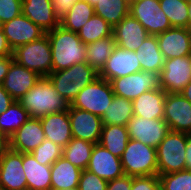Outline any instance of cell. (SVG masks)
I'll return each mask as SVG.
<instances>
[{
  "instance_id": "1",
  "label": "cell",
  "mask_w": 191,
  "mask_h": 190,
  "mask_svg": "<svg viewBox=\"0 0 191 190\" xmlns=\"http://www.w3.org/2000/svg\"><path fill=\"white\" fill-rule=\"evenodd\" d=\"M52 53V72L68 69L74 64L86 62L84 44L78 33L61 25L47 32Z\"/></svg>"
},
{
  "instance_id": "2",
  "label": "cell",
  "mask_w": 191,
  "mask_h": 190,
  "mask_svg": "<svg viewBox=\"0 0 191 190\" xmlns=\"http://www.w3.org/2000/svg\"><path fill=\"white\" fill-rule=\"evenodd\" d=\"M31 118L40 119L47 114L66 111L70 104L53 87L48 76L41 77L20 100Z\"/></svg>"
},
{
  "instance_id": "3",
  "label": "cell",
  "mask_w": 191,
  "mask_h": 190,
  "mask_svg": "<svg viewBox=\"0 0 191 190\" xmlns=\"http://www.w3.org/2000/svg\"><path fill=\"white\" fill-rule=\"evenodd\" d=\"M48 77L57 92L71 104L77 94L99 76L86 62H81L68 69L51 72Z\"/></svg>"
},
{
  "instance_id": "4",
  "label": "cell",
  "mask_w": 191,
  "mask_h": 190,
  "mask_svg": "<svg viewBox=\"0 0 191 190\" xmlns=\"http://www.w3.org/2000/svg\"><path fill=\"white\" fill-rule=\"evenodd\" d=\"M120 159L125 175L132 177L158 175L155 147L129 139Z\"/></svg>"
},
{
  "instance_id": "5",
  "label": "cell",
  "mask_w": 191,
  "mask_h": 190,
  "mask_svg": "<svg viewBox=\"0 0 191 190\" xmlns=\"http://www.w3.org/2000/svg\"><path fill=\"white\" fill-rule=\"evenodd\" d=\"M188 134L170 131L156 147L158 175L186 169Z\"/></svg>"
},
{
  "instance_id": "6",
  "label": "cell",
  "mask_w": 191,
  "mask_h": 190,
  "mask_svg": "<svg viewBox=\"0 0 191 190\" xmlns=\"http://www.w3.org/2000/svg\"><path fill=\"white\" fill-rule=\"evenodd\" d=\"M12 56L17 64L35 71L41 77L52 72V53L47 33L33 42L17 47Z\"/></svg>"
},
{
  "instance_id": "7",
  "label": "cell",
  "mask_w": 191,
  "mask_h": 190,
  "mask_svg": "<svg viewBox=\"0 0 191 190\" xmlns=\"http://www.w3.org/2000/svg\"><path fill=\"white\" fill-rule=\"evenodd\" d=\"M114 96L110 82L98 77L77 94L70 106L102 117Z\"/></svg>"
},
{
  "instance_id": "8",
  "label": "cell",
  "mask_w": 191,
  "mask_h": 190,
  "mask_svg": "<svg viewBox=\"0 0 191 190\" xmlns=\"http://www.w3.org/2000/svg\"><path fill=\"white\" fill-rule=\"evenodd\" d=\"M115 96L133 101L142 93L161 89L160 73L140 71L109 81Z\"/></svg>"
},
{
  "instance_id": "9",
  "label": "cell",
  "mask_w": 191,
  "mask_h": 190,
  "mask_svg": "<svg viewBox=\"0 0 191 190\" xmlns=\"http://www.w3.org/2000/svg\"><path fill=\"white\" fill-rule=\"evenodd\" d=\"M129 14L137 19L150 35H157L172 28L159 0L132 1Z\"/></svg>"
},
{
  "instance_id": "10",
  "label": "cell",
  "mask_w": 191,
  "mask_h": 190,
  "mask_svg": "<svg viewBox=\"0 0 191 190\" xmlns=\"http://www.w3.org/2000/svg\"><path fill=\"white\" fill-rule=\"evenodd\" d=\"M23 153L0 149V190H26Z\"/></svg>"
},
{
  "instance_id": "11",
  "label": "cell",
  "mask_w": 191,
  "mask_h": 190,
  "mask_svg": "<svg viewBox=\"0 0 191 190\" xmlns=\"http://www.w3.org/2000/svg\"><path fill=\"white\" fill-rule=\"evenodd\" d=\"M191 81L190 55L167 59L160 72L161 89L166 93H180Z\"/></svg>"
},
{
  "instance_id": "12",
  "label": "cell",
  "mask_w": 191,
  "mask_h": 190,
  "mask_svg": "<svg viewBox=\"0 0 191 190\" xmlns=\"http://www.w3.org/2000/svg\"><path fill=\"white\" fill-rule=\"evenodd\" d=\"M129 139H134L151 147H157L170 132L164 119L147 120L141 116H133L128 125Z\"/></svg>"
},
{
  "instance_id": "13",
  "label": "cell",
  "mask_w": 191,
  "mask_h": 190,
  "mask_svg": "<svg viewBox=\"0 0 191 190\" xmlns=\"http://www.w3.org/2000/svg\"><path fill=\"white\" fill-rule=\"evenodd\" d=\"M163 119L170 131L191 132V103L180 93H167Z\"/></svg>"
},
{
  "instance_id": "14",
  "label": "cell",
  "mask_w": 191,
  "mask_h": 190,
  "mask_svg": "<svg viewBox=\"0 0 191 190\" xmlns=\"http://www.w3.org/2000/svg\"><path fill=\"white\" fill-rule=\"evenodd\" d=\"M140 71L141 64L137 59L136 51L125 50L115 46L98 76L110 81Z\"/></svg>"
},
{
  "instance_id": "15",
  "label": "cell",
  "mask_w": 191,
  "mask_h": 190,
  "mask_svg": "<svg viewBox=\"0 0 191 190\" xmlns=\"http://www.w3.org/2000/svg\"><path fill=\"white\" fill-rule=\"evenodd\" d=\"M68 114L73 138L99 143L103 127L100 116L71 106Z\"/></svg>"
},
{
  "instance_id": "16",
  "label": "cell",
  "mask_w": 191,
  "mask_h": 190,
  "mask_svg": "<svg viewBox=\"0 0 191 190\" xmlns=\"http://www.w3.org/2000/svg\"><path fill=\"white\" fill-rule=\"evenodd\" d=\"M2 30L12 50L33 42L46 34L45 31L23 14L4 23Z\"/></svg>"
},
{
  "instance_id": "17",
  "label": "cell",
  "mask_w": 191,
  "mask_h": 190,
  "mask_svg": "<svg viewBox=\"0 0 191 190\" xmlns=\"http://www.w3.org/2000/svg\"><path fill=\"white\" fill-rule=\"evenodd\" d=\"M159 49L165 60L191 54V29L172 27L157 34Z\"/></svg>"
},
{
  "instance_id": "18",
  "label": "cell",
  "mask_w": 191,
  "mask_h": 190,
  "mask_svg": "<svg viewBox=\"0 0 191 190\" xmlns=\"http://www.w3.org/2000/svg\"><path fill=\"white\" fill-rule=\"evenodd\" d=\"M45 140L40 119H28L8 139V148L23 154L31 153Z\"/></svg>"
},
{
  "instance_id": "19",
  "label": "cell",
  "mask_w": 191,
  "mask_h": 190,
  "mask_svg": "<svg viewBox=\"0 0 191 190\" xmlns=\"http://www.w3.org/2000/svg\"><path fill=\"white\" fill-rule=\"evenodd\" d=\"M86 170L106 181H111L124 175L121 159L109 152L100 143L94 145Z\"/></svg>"
},
{
  "instance_id": "20",
  "label": "cell",
  "mask_w": 191,
  "mask_h": 190,
  "mask_svg": "<svg viewBox=\"0 0 191 190\" xmlns=\"http://www.w3.org/2000/svg\"><path fill=\"white\" fill-rule=\"evenodd\" d=\"M41 76L35 71L13 61L2 84L3 88L15 101H19L34 85Z\"/></svg>"
},
{
  "instance_id": "21",
  "label": "cell",
  "mask_w": 191,
  "mask_h": 190,
  "mask_svg": "<svg viewBox=\"0 0 191 190\" xmlns=\"http://www.w3.org/2000/svg\"><path fill=\"white\" fill-rule=\"evenodd\" d=\"M112 34L116 46L130 51H136L150 35L143 25L130 14L113 27Z\"/></svg>"
},
{
  "instance_id": "22",
  "label": "cell",
  "mask_w": 191,
  "mask_h": 190,
  "mask_svg": "<svg viewBox=\"0 0 191 190\" xmlns=\"http://www.w3.org/2000/svg\"><path fill=\"white\" fill-rule=\"evenodd\" d=\"M45 139L64 148L73 138L68 110L40 118Z\"/></svg>"
},
{
  "instance_id": "23",
  "label": "cell",
  "mask_w": 191,
  "mask_h": 190,
  "mask_svg": "<svg viewBox=\"0 0 191 190\" xmlns=\"http://www.w3.org/2000/svg\"><path fill=\"white\" fill-rule=\"evenodd\" d=\"M22 14L46 33L60 25L51 0H22Z\"/></svg>"
},
{
  "instance_id": "24",
  "label": "cell",
  "mask_w": 191,
  "mask_h": 190,
  "mask_svg": "<svg viewBox=\"0 0 191 190\" xmlns=\"http://www.w3.org/2000/svg\"><path fill=\"white\" fill-rule=\"evenodd\" d=\"M166 94L163 89L142 93L132 101L134 116H141L147 120L163 119Z\"/></svg>"
},
{
  "instance_id": "25",
  "label": "cell",
  "mask_w": 191,
  "mask_h": 190,
  "mask_svg": "<svg viewBox=\"0 0 191 190\" xmlns=\"http://www.w3.org/2000/svg\"><path fill=\"white\" fill-rule=\"evenodd\" d=\"M22 167L28 190H51V165H42L31 153H26L23 154Z\"/></svg>"
},
{
  "instance_id": "26",
  "label": "cell",
  "mask_w": 191,
  "mask_h": 190,
  "mask_svg": "<svg viewBox=\"0 0 191 190\" xmlns=\"http://www.w3.org/2000/svg\"><path fill=\"white\" fill-rule=\"evenodd\" d=\"M141 71L160 73L164 67L165 58L161 53L156 35H149L136 50Z\"/></svg>"
},
{
  "instance_id": "27",
  "label": "cell",
  "mask_w": 191,
  "mask_h": 190,
  "mask_svg": "<svg viewBox=\"0 0 191 190\" xmlns=\"http://www.w3.org/2000/svg\"><path fill=\"white\" fill-rule=\"evenodd\" d=\"M82 171L62 156L51 165V189L78 188Z\"/></svg>"
},
{
  "instance_id": "28",
  "label": "cell",
  "mask_w": 191,
  "mask_h": 190,
  "mask_svg": "<svg viewBox=\"0 0 191 190\" xmlns=\"http://www.w3.org/2000/svg\"><path fill=\"white\" fill-rule=\"evenodd\" d=\"M128 141L129 133L127 126L103 125L99 143L113 155L120 158Z\"/></svg>"
},
{
  "instance_id": "29",
  "label": "cell",
  "mask_w": 191,
  "mask_h": 190,
  "mask_svg": "<svg viewBox=\"0 0 191 190\" xmlns=\"http://www.w3.org/2000/svg\"><path fill=\"white\" fill-rule=\"evenodd\" d=\"M115 46L116 44L113 34L106 38L86 44V63L99 73L103 69Z\"/></svg>"
},
{
  "instance_id": "30",
  "label": "cell",
  "mask_w": 191,
  "mask_h": 190,
  "mask_svg": "<svg viewBox=\"0 0 191 190\" xmlns=\"http://www.w3.org/2000/svg\"><path fill=\"white\" fill-rule=\"evenodd\" d=\"M133 114V104L131 100L114 96L110 107L105 110L101 117L103 125L127 126Z\"/></svg>"
},
{
  "instance_id": "31",
  "label": "cell",
  "mask_w": 191,
  "mask_h": 190,
  "mask_svg": "<svg viewBox=\"0 0 191 190\" xmlns=\"http://www.w3.org/2000/svg\"><path fill=\"white\" fill-rule=\"evenodd\" d=\"M95 14L114 27L129 14V0H99L94 6Z\"/></svg>"
},
{
  "instance_id": "32",
  "label": "cell",
  "mask_w": 191,
  "mask_h": 190,
  "mask_svg": "<svg viewBox=\"0 0 191 190\" xmlns=\"http://www.w3.org/2000/svg\"><path fill=\"white\" fill-rule=\"evenodd\" d=\"M94 143L78 138L72 140L63 148L62 156L72 165L81 170L87 169Z\"/></svg>"
},
{
  "instance_id": "33",
  "label": "cell",
  "mask_w": 191,
  "mask_h": 190,
  "mask_svg": "<svg viewBox=\"0 0 191 190\" xmlns=\"http://www.w3.org/2000/svg\"><path fill=\"white\" fill-rule=\"evenodd\" d=\"M95 14L94 7L87 1H77L60 20V25L69 31L78 33L83 25Z\"/></svg>"
},
{
  "instance_id": "34",
  "label": "cell",
  "mask_w": 191,
  "mask_h": 190,
  "mask_svg": "<svg viewBox=\"0 0 191 190\" xmlns=\"http://www.w3.org/2000/svg\"><path fill=\"white\" fill-rule=\"evenodd\" d=\"M30 118L21 103L14 101L7 111L0 113V129L9 139Z\"/></svg>"
},
{
  "instance_id": "35",
  "label": "cell",
  "mask_w": 191,
  "mask_h": 190,
  "mask_svg": "<svg viewBox=\"0 0 191 190\" xmlns=\"http://www.w3.org/2000/svg\"><path fill=\"white\" fill-rule=\"evenodd\" d=\"M172 27L190 28L188 0H159Z\"/></svg>"
},
{
  "instance_id": "36",
  "label": "cell",
  "mask_w": 191,
  "mask_h": 190,
  "mask_svg": "<svg viewBox=\"0 0 191 190\" xmlns=\"http://www.w3.org/2000/svg\"><path fill=\"white\" fill-rule=\"evenodd\" d=\"M113 27L102 17L94 14L78 32L84 44L95 42L112 35Z\"/></svg>"
},
{
  "instance_id": "37",
  "label": "cell",
  "mask_w": 191,
  "mask_h": 190,
  "mask_svg": "<svg viewBox=\"0 0 191 190\" xmlns=\"http://www.w3.org/2000/svg\"><path fill=\"white\" fill-rule=\"evenodd\" d=\"M160 190H191V170L158 175Z\"/></svg>"
},
{
  "instance_id": "38",
  "label": "cell",
  "mask_w": 191,
  "mask_h": 190,
  "mask_svg": "<svg viewBox=\"0 0 191 190\" xmlns=\"http://www.w3.org/2000/svg\"><path fill=\"white\" fill-rule=\"evenodd\" d=\"M63 148L54 144L51 140L45 139L31 154L36 161L42 165H52L62 157Z\"/></svg>"
},
{
  "instance_id": "39",
  "label": "cell",
  "mask_w": 191,
  "mask_h": 190,
  "mask_svg": "<svg viewBox=\"0 0 191 190\" xmlns=\"http://www.w3.org/2000/svg\"><path fill=\"white\" fill-rule=\"evenodd\" d=\"M108 181L96 174L83 170L78 183V190H106Z\"/></svg>"
},
{
  "instance_id": "40",
  "label": "cell",
  "mask_w": 191,
  "mask_h": 190,
  "mask_svg": "<svg viewBox=\"0 0 191 190\" xmlns=\"http://www.w3.org/2000/svg\"><path fill=\"white\" fill-rule=\"evenodd\" d=\"M22 14V0H0V19L6 23Z\"/></svg>"
},
{
  "instance_id": "41",
  "label": "cell",
  "mask_w": 191,
  "mask_h": 190,
  "mask_svg": "<svg viewBox=\"0 0 191 190\" xmlns=\"http://www.w3.org/2000/svg\"><path fill=\"white\" fill-rule=\"evenodd\" d=\"M131 190H160L158 175L132 177Z\"/></svg>"
},
{
  "instance_id": "42",
  "label": "cell",
  "mask_w": 191,
  "mask_h": 190,
  "mask_svg": "<svg viewBox=\"0 0 191 190\" xmlns=\"http://www.w3.org/2000/svg\"><path fill=\"white\" fill-rule=\"evenodd\" d=\"M77 1L81 0H51L55 16L61 20Z\"/></svg>"
},
{
  "instance_id": "43",
  "label": "cell",
  "mask_w": 191,
  "mask_h": 190,
  "mask_svg": "<svg viewBox=\"0 0 191 190\" xmlns=\"http://www.w3.org/2000/svg\"><path fill=\"white\" fill-rule=\"evenodd\" d=\"M131 185H132V176L124 174L121 177L108 181L106 190H131Z\"/></svg>"
},
{
  "instance_id": "44",
  "label": "cell",
  "mask_w": 191,
  "mask_h": 190,
  "mask_svg": "<svg viewBox=\"0 0 191 190\" xmlns=\"http://www.w3.org/2000/svg\"><path fill=\"white\" fill-rule=\"evenodd\" d=\"M14 101L11 95L0 85V113L7 111Z\"/></svg>"
},
{
  "instance_id": "45",
  "label": "cell",
  "mask_w": 191,
  "mask_h": 190,
  "mask_svg": "<svg viewBox=\"0 0 191 190\" xmlns=\"http://www.w3.org/2000/svg\"><path fill=\"white\" fill-rule=\"evenodd\" d=\"M14 61L13 56L0 57V85L3 84L5 76L8 73L10 64Z\"/></svg>"
},
{
  "instance_id": "46",
  "label": "cell",
  "mask_w": 191,
  "mask_h": 190,
  "mask_svg": "<svg viewBox=\"0 0 191 190\" xmlns=\"http://www.w3.org/2000/svg\"><path fill=\"white\" fill-rule=\"evenodd\" d=\"M13 50L8 44L7 38L3 33V30L0 29V57L12 56Z\"/></svg>"
},
{
  "instance_id": "47",
  "label": "cell",
  "mask_w": 191,
  "mask_h": 190,
  "mask_svg": "<svg viewBox=\"0 0 191 190\" xmlns=\"http://www.w3.org/2000/svg\"><path fill=\"white\" fill-rule=\"evenodd\" d=\"M186 169L191 170V137L188 134V141L186 146Z\"/></svg>"
},
{
  "instance_id": "48",
  "label": "cell",
  "mask_w": 191,
  "mask_h": 190,
  "mask_svg": "<svg viewBox=\"0 0 191 190\" xmlns=\"http://www.w3.org/2000/svg\"><path fill=\"white\" fill-rule=\"evenodd\" d=\"M182 96H184L191 103V81L188 85H186L183 90L180 92Z\"/></svg>"
},
{
  "instance_id": "49",
  "label": "cell",
  "mask_w": 191,
  "mask_h": 190,
  "mask_svg": "<svg viewBox=\"0 0 191 190\" xmlns=\"http://www.w3.org/2000/svg\"><path fill=\"white\" fill-rule=\"evenodd\" d=\"M8 146V138L4 135V133L0 129V149L7 148Z\"/></svg>"
},
{
  "instance_id": "50",
  "label": "cell",
  "mask_w": 191,
  "mask_h": 190,
  "mask_svg": "<svg viewBox=\"0 0 191 190\" xmlns=\"http://www.w3.org/2000/svg\"><path fill=\"white\" fill-rule=\"evenodd\" d=\"M188 14L190 19V29H191V0L188 1Z\"/></svg>"
},
{
  "instance_id": "51",
  "label": "cell",
  "mask_w": 191,
  "mask_h": 190,
  "mask_svg": "<svg viewBox=\"0 0 191 190\" xmlns=\"http://www.w3.org/2000/svg\"><path fill=\"white\" fill-rule=\"evenodd\" d=\"M87 1L91 6H94L99 0H85Z\"/></svg>"
},
{
  "instance_id": "52",
  "label": "cell",
  "mask_w": 191,
  "mask_h": 190,
  "mask_svg": "<svg viewBox=\"0 0 191 190\" xmlns=\"http://www.w3.org/2000/svg\"><path fill=\"white\" fill-rule=\"evenodd\" d=\"M51 190H78V188H68V189H51Z\"/></svg>"
},
{
  "instance_id": "53",
  "label": "cell",
  "mask_w": 191,
  "mask_h": 190,
  "mask_svg": "<svg viewBox=\"0 0 191 190\" xmlns=\"http://www.w3.org/2000/svg\"><path fill=\"white\" fill-rule=\"evenodd\" d=\"M2 25H3V23H2V21L0 19V29H2Z\"/></svg>"
}]
</instances>
